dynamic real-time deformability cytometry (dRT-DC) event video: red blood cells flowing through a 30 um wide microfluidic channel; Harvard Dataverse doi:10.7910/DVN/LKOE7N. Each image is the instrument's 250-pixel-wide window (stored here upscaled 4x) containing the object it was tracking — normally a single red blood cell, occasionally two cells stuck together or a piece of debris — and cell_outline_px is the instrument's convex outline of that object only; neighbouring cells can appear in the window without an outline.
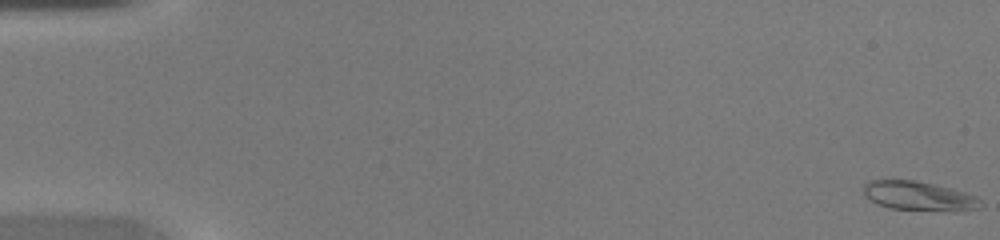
{"species": "common noctule bat (a hibernating species)", "species_latin": "Nyctalus noctula", "temperature_condition": "warm", "stored_images_in_passage": 16, "camera_frame_rate_fps": 3000, "um_per_image_px": 0.085, "animal": {"sex": "female", "body_mass_g": 20.0, "forearm_length_mm": 54.0}, "frame": {"image": 1, "passage_image": 1, "time_ms": 0.0, "image_size_px": [1000, 240], "cell_outline_px": [[984, 204], [980, 208], [892, 208], [876, 204], [868, 200], [864, 196], [864, 184], [868, 180], [912, 180], [952, 188], [976, 196]], "centroid_in_image_um": [77.99, 16.6], "position_along_channel_um": 7.0, "area_um2": 18.9}}